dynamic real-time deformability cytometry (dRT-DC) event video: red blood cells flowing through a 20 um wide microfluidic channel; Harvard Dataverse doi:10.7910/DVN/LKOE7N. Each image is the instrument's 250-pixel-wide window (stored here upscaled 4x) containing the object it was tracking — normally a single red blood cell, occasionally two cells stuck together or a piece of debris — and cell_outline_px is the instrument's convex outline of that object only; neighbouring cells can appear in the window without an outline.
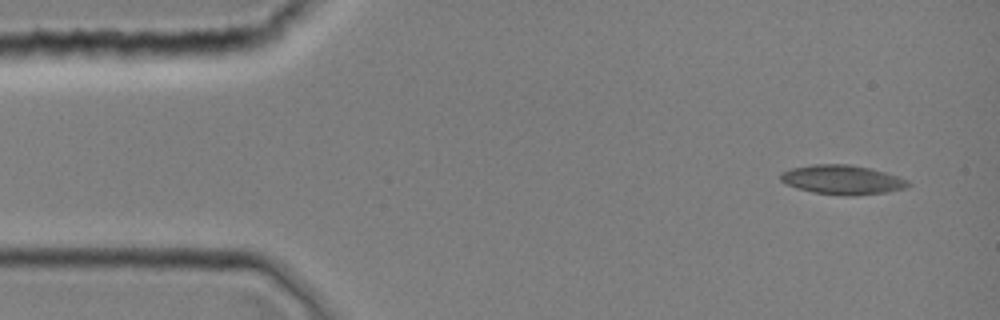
{"species": "common noctule bat (a hibernating species)", "species_latin": "Nyctalus noctula", "temperature_condition": "room temperature", "stored_images_in_passage": 1, "camera_frame_rate_fps": 3000, "um_per_image_px": 0.085, "animal": {"sex": "female", "body_mass_g": 19.0, "forearm_length_mm": 51.5}, "frame": {"image": 1, "passage_image": 1, "time_ms": 0.0, "image_size_px": [1000, 320], "cell_outline_px": [[912, 184], [904, 188], [888, 192], [852, 196], [848, 196], [812, 192], [796, 188], [780, 180], [780, 172], [792, 168], [812, 164], [848, 164], [868, 168], [884, 172], [908, 180]], "centroid_in_image_um": [71.58, 15.28], "position_along_channel_um": 13.4, "area_um2": 21.73}}